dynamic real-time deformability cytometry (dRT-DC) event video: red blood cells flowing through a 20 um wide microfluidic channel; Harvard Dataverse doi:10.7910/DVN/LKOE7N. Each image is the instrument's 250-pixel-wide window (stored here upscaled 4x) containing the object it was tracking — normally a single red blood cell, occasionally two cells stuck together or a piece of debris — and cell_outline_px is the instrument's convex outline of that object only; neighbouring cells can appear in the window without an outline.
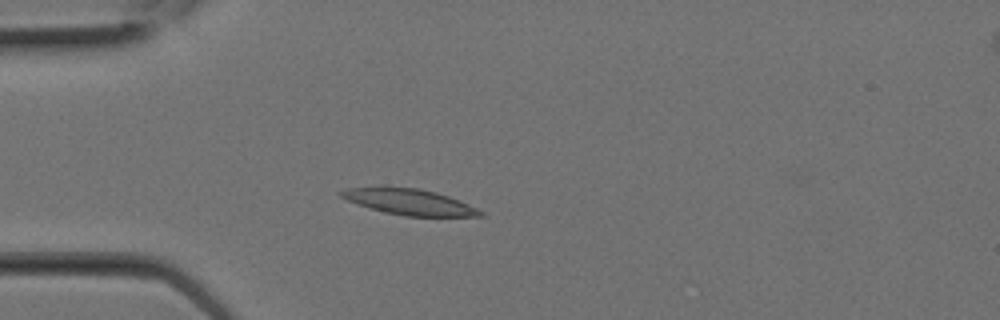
{"species": "Egyptian fruit bat (a non-hibernating species)", "species_latin": "Rousettus aegyptiacus", "temperature_condition": "room temperature", "stored_images_in_passage": 3, "camera_frame_rate_fps": 3000, "um_per_image_px": 0.085, "animal": {"sex": "female"}, "frame": {"image": 1, "passage_image": 2, "time_ms": 0.333, "image_size_px": [1000, 320], "cell_outline_px": [[484, 216], [404, 216], [384, 212], [348, 200], [340, 196], [336, 192], [348, 188], [420, 188], [436, 192], [460, 200], [484, 212]], "centroid_in_image_um": [34.84, 17.17], "position_along_channel_um": 50.2, "area_um2": 20.46}}